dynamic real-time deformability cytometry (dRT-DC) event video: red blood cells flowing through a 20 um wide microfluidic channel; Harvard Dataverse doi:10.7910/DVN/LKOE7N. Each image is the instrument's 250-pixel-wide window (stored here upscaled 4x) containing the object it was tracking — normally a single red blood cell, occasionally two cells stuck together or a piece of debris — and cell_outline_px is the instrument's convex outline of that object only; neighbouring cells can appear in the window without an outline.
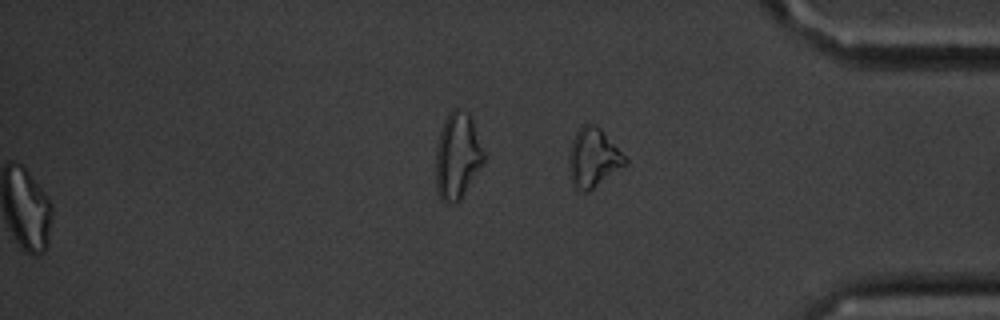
{"species": "common noctule bat (a hibernating species)", "species_latin": "Nyctalus noctula", "temperature_condition": "cold", "stored_images_in_passage": 46, "segment_of_instrument_passage": [2, 2], "camera_frame_rate_fps": 3000, "um_per_image_px": 0.085, "animal": {"sex": "male", "body_mass_g": 20.1, "forearm_length_mm": 53.5}, "frame": {"image": 1, "passage_image": 46, "time_ms": 15.0, "image_size_px": [1000, 320], "cell_outline_px": [[628, 164], [588, 192], [584, 192], [576, 188], [572, 184], [568, 172], [568, 156], [572, 140], [576, 132], [584, 124], [596, 124], [600, 128], [628, 160]], "centroid_in_image_um": [50.4, 13.44], "position_along_channel_um": 384.8, "area_um2": 19.36}}